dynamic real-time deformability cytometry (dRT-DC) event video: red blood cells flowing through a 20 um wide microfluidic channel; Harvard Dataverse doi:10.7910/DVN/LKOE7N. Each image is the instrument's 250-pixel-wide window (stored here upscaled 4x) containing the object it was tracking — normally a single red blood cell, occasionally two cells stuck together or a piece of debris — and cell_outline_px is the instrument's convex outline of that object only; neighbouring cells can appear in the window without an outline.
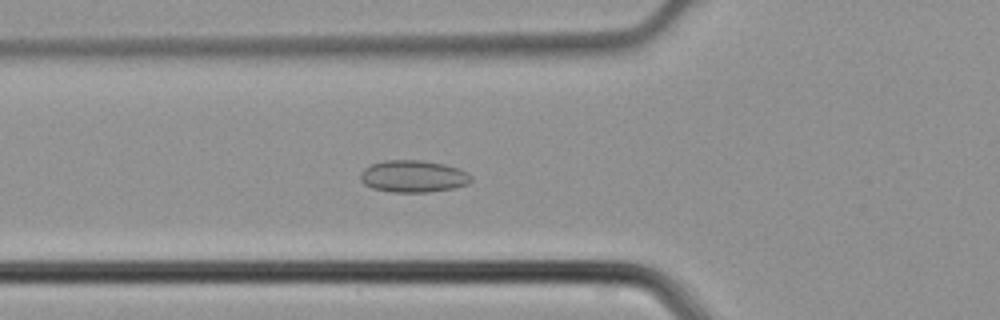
{"species": "common noctule bat (a hibernating species)", "species_latin": "Nyctalus noctula", "temperature_condition": "cold", "stored_images_in_passage": 45, "camera_frame_rate_fps": 3000, "um_per_image_px": 0.085, "animal": {"sex": "male", "body_mass_g": 21.5, "forearm_length_mm": 52.0}, "frame": {"image": 1, "passage_image": 16, "time_ms": 5.0, "image_size_px": [1000, 320], "cell_outline_px": [[472, 180], [468, 184], [452, 188], [428, 192], [392, 192], [372, 188], [364, 184], [360, 180], [360, 172], [364, 168], [372, 164], [384, 160], [420, 160], [444, 164], [460, 168], [468, 172], [472, 176]], "centroid_in_image_um": [35.13, 14.98], "position_along_channel_um": 90.7, "area_um2": 20.81}}
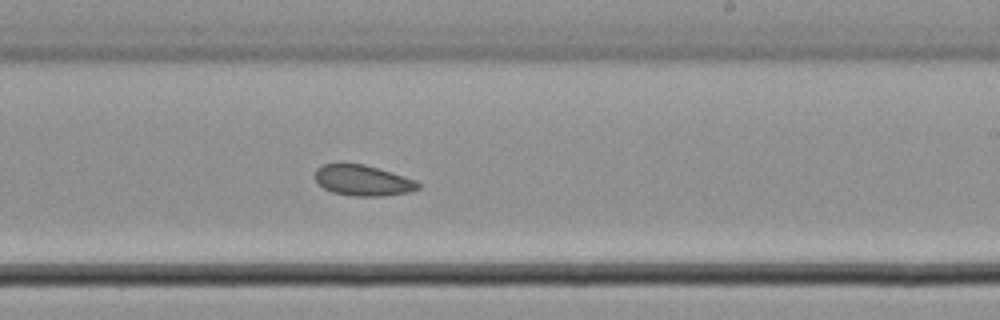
{"frame": {"image": 2, "passage_image": 27, "time_ms": 8.667, "image_size_px": [1000, 320], "cell_outline_px": [[420, 188], [408, 192], [380, 196], [352, 196], [332, 192], [324, 188], [316, 180], [316, 168], [320, 164], [364, 164], [416, 180], [420, 184]], "centroid_in_image_um": [30.83, 15.34], "position_along_channel_um": 258.2, "area_um2": 18.21}}
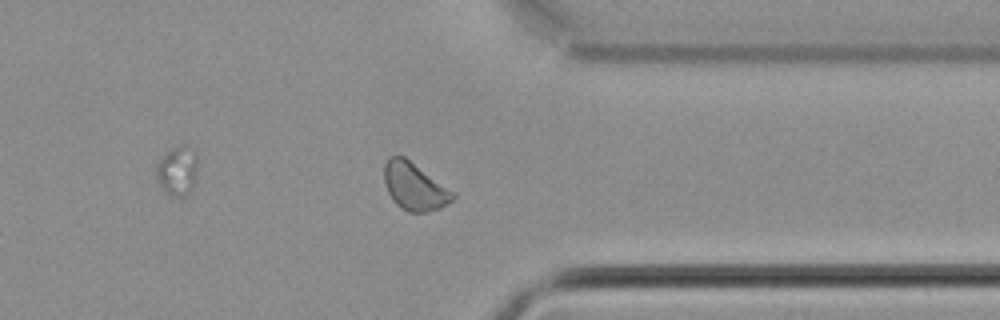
{"frame": {"image": 3, "passage_image": 35, "time_ms": 11.333, "image_size_px": [1000, 320], "cell_outline_px": [[456, 196], [448, 204], [440, 208], [428, 212], [408, 212], [400, 208], [392, 200], [388, 192], [384, 180], [384, 164], [388, 156], [404, 156], [456, 192]], "centroid_in_image_um": [35.25, 15.85], "position_along_channel_um": 376.2, "area_um2": 19.25}}